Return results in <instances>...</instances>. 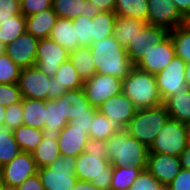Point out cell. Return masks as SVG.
Wrapping results in <instances>:
<instances>
[{
  "label": "cell",
  "instance_id": "6da1fadb",
  "mask_svg": "<svg viewBox=\"0 0 190 190\" xmlns=\"http://www.w3.org/2000/svg\"><path fill=\"white\" fill-rule=\"evenodd\" d=\"M89 48L97 74L124 79L135 67L126 49L120 45L113 35L92 43Z\"/></svg>",
  "mask_w": 190,
  "mask_h": 190
},
{
  "label": "cell",
  "instance_id": "7a4b0ae2",
  "mask_svg": "<svg viewBox=\"0 0 190 190\" xmlns=\"http://www.w3.org/2000/svg\"><path fill=\"white\" fill-rule=\"evenodd\" d=\"M107 159L112 167L133 166L147 168L149 148L130 136L124 129L106 140Z\"/></svg>",
  "mask_w": 190,
  "mask_h": 190
},
{
  "label": "cell",
  "instance_id": "3957f363",
  "mask_svg": "<svg viewBox=\"0 0 190 190\" xmlns=\"http://www.w3.org/2000/svg\"><path fill=\"white\" fill-rule=\"evenodd\" d=\"M122 93L132 101L137 109L152 108L163 104L155 75L138 69L136 66L123 79Z\"/></svg>",
  "mask_w": 190,
  "mask_h": 190
},
{
  "label": "cell",
  "instance_id": "277c9868",
  "mask_svg": "<svg viewBox=\"0 0 190 190\" xmlns=\"http://www.w3.org/2000/svg\"><path fill=\"white\" fill-rule=\"evenodd\" d=\"M169 118L164 104L152 108L137 109L124 130L149 148Z\"/></svg>",
  "mask_w": 190,
  "mask_h": 190
},
{
  "label": "cell",
  "instance_id": "5b68a950",
  "mask_svg": "<svg viewBox=\"0 0 190 190\" xmlns=\"http://www.w3.org/2000/svg\"><path fill=\"white\" fill-rule=\"evenodd\" d=\"M18 85L22 97L30 99L55 100L67 91L36 66L21 69Z\"/></svg>",
  "mask_w": 190,
  "mask_h": 190
},
{
  "label": "cell",
  "instance_id": "8992f818",
  "mask_svg": "<svg viewBox=\"0 0 190 190\" xmlns=\"http://www.w3.org/2000/svg\"><path fill=\"white\" fill-rule=\"evenodd\" d=\"M76 157L59 155L48 167L38 168L44 190H71L77 182Z\"/></svg>",
  "mask_w": 190,
  "mask_h": 190
},
{
  "label": "cell",
  "instance_id": "52a82bcc",
  "mask_svg": "<svg viewBox=\"0 0 190 190\" xmlns=\"http://www.w3.org/2000/svg\"><path fill=\"white\" fill-rule=\"evenodd\" d=\"M77 179L95 184L99 190H109L112 180V164L102 155L93 156L85 152L76 157Z\"/></svg>",
  "mask_w": 190,
  "mask_h": 190
},
{
  "label": "cell",
  "instance_id": "ba28073f",
  "mask_svg": "<svg viewBox=\"0 0 190 190\" xmlns=\"http://www.w3.org/2000/svg\"><path fill=\"white\" fill-rule=\"evenodd\" d=\"M188 144L187 124L169 118L150 145L149 153L179 157Z\"/></svg>",
  "mask_w": 190,
  "mask_h": 190
},
{
  "label": "cell",
  "instance_id": "9c48e42d",
  "mask_svg": "<svg viewBox=\"0 0 190 190\" xmlns=\"http://www.w3.org/2000/svg\"><path fill=\"white\" fill-rule=\"evenodd\" d=\"M186 65V62L176 56L164 70L155 75L158 91L163 102L169 96L182 93L189 88L185 79Z\"/></svg>",
  "mask_w": 190,
  "mask_h": 190
},
{
  "label": "cell",
  "instance_id": "30bf717a",
  "mask_svg": "<svg viewBox=\"0 0 190 190\" xmlns=\"http://www.w3.org/2000/svg\"><path fill=\"white\" fill-rule=\"evenodd\" d=\"M123 79L111 76L95 74L82 86L86 98L92 107L98 108L108 98L122 92Z\"/></svg>",
  "mask_w": 190,
  "mask_h": 190
},
{
  "label": "cell",
  "instance_id": "8fae6325",
  "mask_svg": "<svg viewBox=\"0 0 190 190\" xmlns=\"http://www.w3.org/2000/svg\"><path fill=\"white\" fill-rule=\"evenodd\" d=\"M69 53L63 46L49 37L39 39L35 66L46 76L52 78L60 65L69 59Z\"/></svg>",
  "mask_w": 190,
  "mask_h": 190
},
{
  "label": "cell",
  "instance_id": "7c38bea8",
  "mask_svg": "<svg viewBox=\"0 0 190 190\" xmlns=\"http://www.w3.org/2000/svg\"><path fill=\"white\" fill-rule=\"evenodd\" d=\"M176 57L175 48L170 35L161 43L152 44L143 58L135 65L138 69L156 75Z\"/></svg>",
  "mask_w": 190,
  "mask_h": 190
},
{
  "label": "cell",
  "instance_id": "4fadbf2b",
  "mask_svg": "<svg viewBox=\"0 0 190 190\" xmlns=\"http://www.w3.org/2000/svg\"><path fill=\"white\" fill-rule=\"evenodd\" d=\"M37 172L38 167L32 154L21 151L9 163L1 167V178L5 186L18 187Z\"/></svg>",
  "mask_w": 190,
  "mask_h": 190
},
{
  "label": "cell",
  "instance_id": "5bb4252c",
  "mask_svg": "<svg viewBox=\"0 0 190 190\" xmlns=\"http://www.w3.org/2000/svg\"><path fill=\"white\" fill-rule=\"evenodd\" d=\"M148 6L147 25L160 26L171 31L187 22L172 0H148Z\"/></svg>",
  "mask_w": 190,
  "mask_h": 190
},
{
  "label": "cell",
  "instance_id": "9a60e30c",
  "mask_svg": "<svg viewBox=\"0 0 190 190\" xmlns=\"http://www.w3.org/2000/svg\"><path fill=\"white\" fill-rule=\"evenodd\" d=\"M97 110L111 120L118 128L125 129L134 117L137 108L132 101L124 95H114L103 102Z\"/></svg>",
  "mask_w": 190,
  "mask_h": 190
},
{
  "label": "cell",
  "instance_id": "2e32d148",
  "mask_svg": "<svg viewBox=\"0 0 190 190\" xmlns=\"http://www.w3.org/2000/svg\"><path fill=\"white\" fill-rule=\"evenodd\" d=\"M170 35L166 28L154 25H146L126 46V52L132 62L136 65L145 52L152 44L163 42Z\"/></svg>",
  "mask_w": 190,
  "mask_h": 190
},
{
  "label": "cell",
  "instance_id": "e0dca14e",
  "mask_svg": "<svg viewBox=\"0 0 190 190\" xmlns=\"http://www.w3.org/2000/svg\"><path fill=\"white\" fill-rule=\"evenodd\" d=\"M39 39L24 32L13 43L5 46V53L20 69L35 66V56Z\"/></svg>",
  "mask_w": 190,
  "mask_h": 190
},
{
  "label": "cell",
  "instance_id": "ac0fdd59",
  "mask_svg": "<svg viewBox=\"0 0 190 190\" xmlns=\"http://www.w3.org/2000/svg\"><path fill=\"white\" fill-rule=\"evenodd\" d=\"M146 169L160 183L168 185L179 174L181 163L177 156L149 153Z\"/></svg>",
  "mask_w": 190,
  "mask_h": 190
},
{
  "label": "cell",
  "instance_id": "d6986e66",
  "mask_svg": "<svg viewBox=\"0 0 190 190\" xmlns=\"http://www.w3.org/2000/svg\"><path fill=\"white\" fill-rule=\"evenodd\" d=\"M56 100L61 101L62 116H64L68 122L72 121L75 117L95 114L97 111L96 107L90 105L82 88L67 90Z\"/></svg>",
  "mask_w": 190,
  "mask_h": 190
},
{
  "label": "cell",
  "instance_id": "ffe728a7",
  "mask_svg": "<svg viewBox=\"0 0 190 190\" xmlns=\"http://www.w3.org/2000/svg\"><path fill=\"white\" fill-rule=\"evenodd\" d=\"M89 135L83 129L68 123L59 134L58 146L60 154L64 156L77 157L84 152Z\"/></svg>",
  "mask_w": 190,
  "mask_h": 190
},
{
  "label": "cell",
  "instance_id": "44dd1931",
  "mask_svg": "<svg viewBox=\"0 0 190 190\" xmlns=\"http://www.w3.org/2000/svg\"><path fill=\"white\" fill-rule=\"evenodd\" d=\"M52 8L60 18L74 19L80 15L93 18L101 10H96L88 0H53Z\"/></svg>",
  "mask_w": 190,
  "mask_h": 190
},
{
  "label": "cell",
  "instance_id": "7402d4cb",
  "mask_svg": "<svg viewBox=\"0 0 190 190\" xmlns=\"http://www.w3.org/2000/svg\"><path fill=\"white\" fill-rule=\"evenodd\" d=\"M25 18L26 32L37 39H44L50 36L51 30L58 19V15L53 8H49Z\"/></svg>",
  "mask_w": 190,
  "mask_h": 190
},
{
  "label": "cell",
  "instance_id": "603a6c76",
  "mask_svg": "<svg viewBox=\"0 0 190 190\" xmlns=\"http://www.w3.org/2000/svg\"><path fill=\"white\" fill-rule=\"evenodd\" d=\"M62 116L61 101L46 100L45 102V128L42 129L43 137L58 140L60 131L68 124Z\"/></svg>",
  "mask_w": 190,
  "mask_h": 190
},
{
  "label": "cell",
  "instance_id": "cb8c5ba5",
  "mask_svg": "<svg viewBox=\"0 0 190 190\" xmlns=\"http://www.w3.org/2000/svg\"><path fill=\"white\" fill-rule=\"evenodd\" d=\"M49 38L63 46L68 52L81 47L76 38L75 27L72 19L58 17L51 30Z\"/></svg>",
  "mask_w": 190,
  "mask_h": 190
},
{
  "label": "cell",
  "instance_id": "d4e9b609",
  "mask_svg": "<svg viewBox=\"0 0 190 190\" xmlns=\"http://www.w3.org/2000/svg\"><path fill=\"white\" fill-rule=\"evenodd\" d=\"M147 25V22L131 17L116 16L114 38L124 48L133 40V38Z\"/></svg>",
  "mask_w": 190,
  "mask_h": 190
},
{
  "label": "cell",
  "instance_id": "484cf974",
  "mask_svg": "<svg viewBox=\"0 0 190 190\" xmlns=\"http://www.w3.org/2000/svg\"><path fill=\"white\" fill-rule=\"evenodd\" d=\"M163 104L171 119L190 124V88L182 93L169 96Z\"/></svg>",
  "mask_w": 190,
  "mask_h": 190
},
{
  "label": "cell",
  "instance_id": "4316f807",
  "mask_svg": "<svg viewBox=\"0 0 190 190\" xmlns=\"http://www.w3.org/2000/svg\"><path fill=\"white\" fill-rule=\"evenodd\" d=\"M45 102L22 97L23 125L40 130L45 128Z\"/></svg>",
  "mask_w": 190,
  "mask_h": 190
},
{
  "label": "cell",
  "instance_id": "83f0119b",
  "mask_svg": "<svg viewBox=\"0 0 190 190\" xmlns=\"http://www.w3.org/2000/svg\"><path fill=\"white\" fill-rule=\"evenodd\" d=\"M69 60L75 67L82 81L89 80L96 74V68L89 47H78L69 53Z\"/></svg>",
  "mask_w": 190,
  "mask_h": 190
},
{
  "label": "cell",
  "instance_id": "f1b7e54d",
  "mask_svg": "<svg viewBox=\"0 0 190 190\" xmlns=\"http://www.w3.org/2000/svg\"><path fill=\"white\" fill-rule=\"evenodd\" d=\"M31 154L38 168L48 167L60 155L58 140L43 137L40 144L31 152Z\"/></svg>",
  "mask_w": 190,
  "mask_h": 190
},
{
  "label": "cell",
  "instance_id": "f546056e",
  "mask_svg": "<svg viewBox=\"0 0 190 190\" xmlns=\"http://www.w3.org/2000/svg\"><path fill=\"white\" fill-rule=\"evenodd\" d=\"M148 9V0H116L114 13L147 22Z\"/></svg>",
  "mask_w": 190,
  "mask_h": 190
},
{
  "label": "cell",
  "instance_id": "4dcf8cb0",
  "mask_svg": "<svg viewBox=\"0 0 190 190\" xmlns=\"http://www.w3.org/2000/svg\"><path fill=\"white\" fill-rule=\"evenodd\" d=\"M24 32H26V18L22 14L0 20V41L4 46L13 43Z\"/></svg>",
  "mask_w": 190,
  "mask_h": 190
},
{
  "label": "cell",
  "instance_id": "1f68e13d",
  "mask_svg": "<svg viewBox=\"0 0 190 190\" xmlns=\"http://www.w3.org/2000/svg\"><path fill=\"white\" fill-rule=\"evenodd\" d=\"M13 135L21 151L29 153L35 150L43 139L42 130L27 125L14 129Z\"/></svg>",
  "mask_w": 190,
  "mask_h": 190
},
{
  "label": "cell",
  "instance_id": "d6a6232c",
  "mask_svg": "<svg viewBox=\"0 0 190 190\" xmlns=\"http://www.w3.org/2000/svg\"><path fill=\"white\" fill-rule=\"evenodd\" d=\"M116 14L100 12L92 18V43L113 35Z\"/></svg>",
  "mask_w": 190,
  "mask_h": 190
},
{
  "label": "cell",
  "instance_id": "836d02e7",
  "mask_svg": "<svg viewBox=\"0 0 190 190\" xmlns=\"http://www.w3.org/2000/svg\"><path fill=\"white\" fill-rule=\"evenodd\" d=\"M175 53L187 64L190 63V23L178 26L170 31Z\"/></svg>",
  "mask_w": 190,
  "mask_h": 190
},
{
  "label": "cell",
  "instance_id": "e575fe53",
  "mask_svg": "<svg viewBox=\"0 0 190 190\" xmlns=\"http://www.w3.org/2000/svg\"><path fill=\"white\" fill-rule=\"evenodd\" d=\"M21 149L16 142L13 131L7 126L0 127V166H4L15 158Z\"/></svg>",
  "mask_w": 190,
  "mask_h": 190
},
{
  "label": "cell",
  "instance_id": "d590c367",
  "mask_svg": "<svg viewBox=\"0 0 190 190\" xmlns=\"http://www.w3.org/2000/svg\"><path fill=\"white\" fill-rule=\"evenodd\" d=\"M119 130L121 129L97 110L92 119L89 138L106 141L111 135L116 134Z\"/></svg>",
  "mask_w": 190,
  "mask_h": 190
},
{
  "label": "cell",
  "instance_id": "8d00e7d4",
  "mask_svg": "<svg viewBox=\"0 0 190 190\" xmlns=\"http://www.w3.org/2000/svg\"><path fill=\"white\" fill-rule=\"evenodd\" d=\"M54 78L60 87H64L66 90L80 89L84 84L69 59L60 65V68L56 71Z\"/></svg>",
  "mask_w": 190,
  "mask_h": 190
},
{
  "label": "cell",
  "instance_id": "74e56055",
  "mask_svg": "<svg viewBox=\"0 0 190 190\" xmlns=\"http://www.w3.org/2000/svg\"><path fill=\"white\" fill-rule=\"evenodd\" d=\"M140 168L133 166L112 167L111 190H130L134 180L141 173Z\"/></svg>",
  "mask_w": 190,
  "mask_h": 190
},
{
  "label": "cell",
  "instance_id": "f35d334b",
  "mask_svg": "<svg viewBox=\"0 0 190 190\" xmlns=\"http://www.w3.org/2000/svg\"><path fill=\"white\" fill-rule=\"evenodd\" d=\"M20 72V67L15 64L5 52L0 55V83H18Z\"/></svg>",
  "mask_w": 190,
  "mask_h": 190
},
{
  "label": "cell",
  "instance_id": "ab89813d",
  "mask_svg": "<svg viewBox=\"0 0 190 190\" xmlns=\"http://www.w3.org/2000/svg\"><path fill=\"white\" fill-rule=\"evenodd\" d=\"M72 20L79 45L89 47L92 44V18L80 15Z\"/></svg>",
  "mask_w": 190,
  "mask_h": 190
},
{
  "label": "cell",
  "instance_id": "60d3db41",
  "mask_svg": "<svg viewBox=\"0 0 190 190\" xmlns=\"http://www.w3.org/2000/svg\"><path fill=\"white\" fill-rule=\"evenodd\" d=\"M164 184L160 183L147 169L141 171L134 180L130 190H161Z\"/></svg>",
  "mask_w": 190,
  "mask_h": 190
},
{
  "label": "cell",
  "instance_id": "b9f144b4",
  "mask_svg": "<svg viewBox=\"0 0 190 190\" xmlns=\"http://www.w3.org/2000/svg\"><path fill=\"white\" fill-rule=\"evenodd\" d=\"M22 100L21 91L18 83H0V104L8 107Z\"/></svg>",
  "mask_w": 190,
  "mask_h": 190
},
{
  "label": "cell",
  "instance_id": "7bdbcfd3",
  "mask_svg": "<svg viewBox=\"0 0 190 190\" xmlns=\"http://www.w3.org/2000/svg\"><path fill=\"white\" fill-rule=\"evenodd\" d=\"M4 125L12 131L23 125L22 100L6 107Z\"/></svg>",
  "mask_w": 190,
  "mask_h": 190
},
{
  "label": "cell",
  "instance_id": "ee69618b",
  "mask_svg": "<svg viewBox=\"0 0 190 190\" xmlns=\"http://www.w3.org/2000/svg\"><path fill=\"white\" fill-rule=\"evenodd\" d=\"M53 0H26L21 3V13L24 17L52 8Z\"/></svg>",
  "mask_w": 190,
  "mask_h": 190
},
{
  "label": "cell",
  "instance_id": "f6af8a7d",
  "mask_svg": "<svg viewBox=\"0 0 190 190\" xmlns=\"http://www.w3.org/2000/svg\"><path fill=\"white\" fill-rule=\"evenodd\" d=\"M21 13V4L17 0H0V20L11 19Z\"/></svg>",
  "mask_w": 190,
  "mask_h": 190
},
{
  "label": "cell",
  "instance_id": "bcb514c9",
  "mask_svg": "<svg viewBox=\"0 0 190 190\" xmlns=\"http://www.w3.org/2000/svg\"><path fill=\"white\" fill-rule=\"evenodd\" d=\"M167 186L170 190H190V170L181 168L179 174Z\"/></svg>",
  "mask_w": 190,
  "mask_h": 190
},
{
  "label": "cell",
  "instance_id": "7dc6e473",
  "mask_svg": "<svg viewBox=\"0 0 190 190\" xmlns=\"http://www.w3.org/2000/svg\"><path fill=\"white\" fill-rule=\"evenodd\" d=\"M84 152L92 154L93 156L102 155L107 158L106 141L89 138L84 148Z\"/></svg>",
  "mask_w": 190,
  "mask_h": 190
},
{
  "label": "cell",
  "instance_id": "c3c4849f",
  "mask_svg": "<svg viewBox=\"0 0 190 190\" xmlns=\"http://www.w3.org/2000/svg\"><path fill=\"white\" fill-rule=\"evenodd\" d=\"M93 116L94 114L81 115V116L75 117L69 123L73 126H76V128L83 129L84 132H86L89 135V130L92 124Z\"/></svg>",
  "mask_w": 190,
  "mask_h": 190
},
{
  "label": "cell",
  "instance_id": "681fc988",
  "mask_svg": "<svg viewBox=\"0 0 190 190\" xmlns=\"http://www.w3.org/2000/svg\"><path fill=\"white\" fill-rule=\"evenodd\" d=\"M17 190H44L38 174L28 177Z\"/></svg>",
  "mask_w": 190,
  "mask_h": 190
},
{
  "label": "cell",
  "instance_id": "f907efd6",
  "mask_svg": "<svg viewBox=\"0 0 190 190\" xmlns=\"http://www.w3.org/2000/svg\"><path fill=\"white\" fill-rule=\"evenodd\" d=\"M96 10L114 12L116 0H88Z\"/></svg>",
  "mask_w": 190,
  "mask_h": 190
},
{
  "label": "cell",
  "instance_id": "816d5d0a",
  "mask_svg": "<svg viewBox=\"0 0 190 190\" xmlns=\"http://www.w3.org/2000/svg\"><path fill=\"white\" fill-rule=\"evenodd\" d=\"M179 13L188 20L190 18V0H172Z\"/></svg>",
  "mask_w": 190,
  "mask_h": 190
},
{
  "label": "cell",
  "instance_id": "f5cc1de1",
  "mask_svg": "<svg viewBox=\"0 0 190 190\" xmlns=\"http://www.w3.org/2000/svg\"><path fill=\"white\" fill-rule=\"evenodd\" d=\"M71 190H99V189L95 184L89 181L77 179L76 184Z\"/></svg>",
  "mask_w": 190,
  "mask_h": 190
},
{
  "label": "cell",
  "instance_id": "db71d44e",
  "mask_svg": "<svg viewBox=\"0 0 190 190\" xmlns=\"http://www.w3.org/2000/svg\"><path fill=\"white\" fill-rule=\"evenodd\" d=\"M181 168L190 170V144L187 145L186 149L179 155Z\"/></svg>",
  "mask_w": 190,
  "mask_h": 190
},
{
  "label": "cell",
  "instance_id": "11a10c76",
  "mask_svg": "<svg viewBox=\"0 0 190 190\" xmlns=\"http://www.w3.org/2000/svg\"><path fill=\"white\" fill-rule=\"evenodd\" d=\"M6 107L0 104V127L4 125Z\"/></svg>",
  "mask_w": 190,
  "mask_h": 190
},
{
  "label": "cell",
  "instance_id": "9f6ffc18",
  "mask_svg": "<svg viewBox=\"0 0 190 190\" xmlns=\"http://www.w3.org/2000/svg\"><path fill=\"white\" fill-rule=\"evenodd\" d=\"M185 79H186V84L190 88V63L186 65V70H185Z\"/></svg>",
  "mask_w": 190,
  "mask_h": 190
},
{
  "label": "cell",
  "instance_id": "6f0895ef",
  "mask_svg": "<svg viewBox=\"0 0 190 190\" xmlns=\"http://www.w3.org/2000/svg\"><path fill=\"white\" fill-rule=\"evenodd\" d=\"M5 51V46L4 44L0 41V55L3 54Z\"/></svg>",
  "mask_w": 190,
  "mask_h": 190
},
{
  "label": "cell",
  "instance_id": "680465c9",
  "mask_svg": "<svg viewBox=\"0 0 190 190\" xmlns=\"http://www.w3.org/2000/svg\"><path fill=\"white\" fill-rule=\"evenodd\" d=\"M3 190H17V187L5 186Z\"/></svg>",
  "mask_w": 190,
  "mask_h": 190
},
{
  "label": "cell",
  "instance_id": "91938a15",
  "mask_svg": "<svg viewBox=\"0 0 190 190\" xmlns=\"http://www.w3.org/2000/svg\"><path fill=\"white\" fill-rule=\"evenodd\" d=\"M5 187L3 181H2V178H1V175H0V190H3Z\"/></svg>",
  "mask_w": 190,
  "mask_h": 190
},
{
  "label": "cell",
  "instance_id": "94428289",
  "mask_svg": "<svg viewBox=\"0 0 190 190\" xmlns=\"http://www.w3.org/2000/svg\"><path fill=\"white\" fill-rule=\"evenodd\" d=\"M187 129H188V140L190 144V124H187Z\"/></svg>",
  "mask_w": 190,
  "mask_h": 190
},
{
  "label": "cell",
  "instance_id": "6125c7cd",
  "mask_svg": "<svg viewBox=\"0 0 190 190\" xmlns=\"http://www.w3.org/2000/svg\"><path fill=\"white\" fill-rule=\"evenodd\" d=\"M161 190H170L167 185H164Z\"/></svg>",
  "mask_w": 190,
  "mask_h": 190
},
{
  "label": "cell",
  "instance_id": "be15d7a7",
  "mask_svg": "<svg viewBox=\"0 0 190 190\" xmlns=\"http://www.w3.org/2000/svg\"><path fill=\"white\" fill-rule=\"evenodd\" d=\"M20 4L23 3L26 0H17Z\"/></svg>",
  "mask_w": 190,
  "mask_h": 190
}]
</instances>
